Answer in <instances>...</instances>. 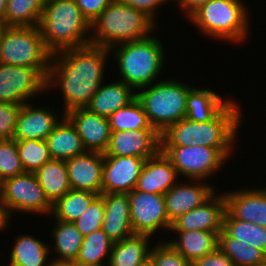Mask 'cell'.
<instances>
[{"label": "cell", "instance_id": "obj_1", "mask_svg": "<svg viewBox=\"0 0 266 266\" xmlns=\"http://www.w3.org/2000/svg\"><path fill=\"white\" fill-rule=\"evenodd\" d=\"M110 50L88 44L51 55L46 90L59 86L63 95V113L85 108L104 82Z\"/></svg>", "mask_w": 266, "mask_h": 266}, {"label": "cell", "instance_id": "obj_2", "mask_svg": "<svg viewBox=\"0 0 266 266\" xmlns=\"http://www.w3.org/2000/svg\"><path fill=\"white\" fill-rule=\"evenodd\" d=\"M209 121L194 122L187 118L168 126L161 134V146L204 145L235 148L241 124V107L231 100ZM240 109V110H239ZM243 114V115H242Z\"/></svg>", "mask_w": 266, "mask_h": 266}, {"label": "cell", "instance_id": "obj_3", "mask_svg": "<svg viewBox=\"0 0 266 266\" xmlns=\"http://www.w3.org/2000/svg\"><path fill=\"white\" fill-rule=\"evenodd\" d=\"M39 28L51 55L90 44L91 24L75 0H46Z\"/></svg>", "mask_w": 266, "mask_h": 266}, {"label": "cell", "instance_id": "obj_4", "mask_svg": "<svg viewBox=\"0 0 266 266\" xmlns=\"http://www.w3.org/2000/svg\"><path fill=\"white\" fill-rule=\"evenodd\" d=\"M156 26L145 12L114 0L91 23L90 44L110 49L150 37Z\"/></svg>", "mask_w": 266, "mask_h": 266}, {"label": "cell", "instance_id": "obj_5", "mask_svg": "<svg viewBox=\"0 0 266 266\" xmlns=\"http://www.w3.org/2000/svg\"><path fill=\"white\" fill-rule=\"evenodd\" d=\"M159 38L147 37L143 40L124 42L109 50L117 61L120 80L135 91L154 83L165 64V49Z\"/></svg>", "mask_w": 266, "mask_h": 266}, {"label": "cell", "instance_id": "obj_6", "mask_svg": "<svg viewBox=\"0 0 266 266\" xmlns=\"http://www.w3.org/2000/svg\"><path fill=\"white\" fill-rule=\"evenodd\" d=\"M246 5L243 0H210L188 19L207 37L239 44L247 40L251 31V18Z\"/></svg>", "mask_w": 266, "mask_h": 266}, {"label": "cell", "instance_id": "obj_7", "mask_svg": "<svg viewBox=\"0 0 266 266\" xmlns=\"http://www.w3.org/2000/svg\"><path fill=\"white\" fill-rule=\"evenodd\" d=\"M193 88L179 79H163L136 91L150 125L160 134L186 117L188 92Z\"/></svg>", "mask_w": 266, "mask_h": 266}, {"label": "cell", "instance_id": "obj_8", "mask_svg": "<svg viewBox=\"0 0 266 266\" xmlns=\"http://www.w3.org/2000/svg\"><path fill=\"white\" fill-rule=\"evenodd\" d=\"M51 54L37 27L7 26L0 42V63L22 67L49 68Z\"/></svg>", "mask_w": 266, "mask_h": 266}, {"label": "cell", "instance_id": "obj_9", "mask_svg": "<svg viewBox=\"0 0 266 266\" xmlns=\"http://www.w3.org/2000/svg\"><path fill=\"white\" fill-rule=\"evenodd\" d=\"M161 151L170 159L178 176L189 180L205 181L215 175L225 165L224 162L227 163V159L233 155L234 148H214L193 144L161 146Z\"/></svg>", "mask_w": 266, "mask_h": 266}, {"label": "cell", "instance_id": "obj_10", "mask_svg": "<svg viewBox=\"0 0 266 266\" xmlns=\"http://www.w3.org/2000/svg\"><path fill=\"white\" fill-rule=\"evenodd\" d=\"M0 201L9 221L16 212L42 216H49L52 212V204L32 172H24L0 183Z\"/></svg>", "mask_w": 266, "mask_h": 266}, {"label": "cell", "instance_id": "obj_11", "mask_svg": "<svg viewBox=\"0 0 266 266\" xmlns=\"http://www.w3.org/2000/svg\"><path fill=\"white\" fill-rule=\"evenodd\" d=\"M48 69L0 63V102L24 105L33 97L47 92Z\"/></svg>", "mask_w": 266, "mask_h": 266}, {"label": "cell", "instance_id": "obj_12", "mask_svg": "<svg viewBox=\"0 0 266 266\" xmlns=\"http://www.w3.org/2000/svg\"><path fill=\"white\" fill-rule=\"evenodd\" d=\"M130 218L134 234L150 237L162 229L170 230L164 195L132 190L128 193Z\"/></svg>", "mask_w": 266, "mask_h": 266}, {"label": "cell", "instance_id": "obj_13", "mask_svg": "<svg viewBox=\"0 0 266 266\" xmlns=\"http://www.w3.org/2000/svg\"><path fill=\"white\" fill-rule=\"evenodd\" d=\"M145 161L135 156H104L101 194L129 193L134 190Z\"/></svg>", "mask_w": 266, "mask_h": 266}, {"label": "cell", "instance_id": "obj_14", "mask_svg": "<svg viewBox=\"0 0 266 266\" xmlns=\"http://www.w3.org/2000/svg\"><path fill=\"white\" fill-rule=\"evenodd\" d=\"M161 150L160 133L156 129L112 132L104 156H135L148 159Z\"/></svg>", "mask_w": 266, "mask_h": 266}, {"label": "cell", "instance_id": "obj_15", "mask_svg": "<svg viewBox=\"0 0 266 266\" xmlns=\"http://www.w3.org/2000/svg\"><path fill=\"white\" fill-rule=\"evenodd\" d=\"M80 136L86 151L104 153L109 145L111 129L109 119L89 111L75 108L64 114Z\"/></svg>", "mask_w": 266, "mask_h": 266}, {"label": "cell", "instance_id": "obj_16", "mask_svg": "<svg viewBox=\"0 0 266 266\" xmlns=\"http://www.w3.org/2000/svg\"><path fill=\"white\" fill-rule=\"evenodd\" d=\"M217 192L202 206L179 216L172 222L170 231H208L218 235L223 230V217L226 211L224 195Z\"/></svg>", "mask_w": 266, "mask_h": 266}, {"label": "cell", "instance_id": "obj_17", "mask_svg": "<svg viewBox=\"0 0 266 266\" xmlns=\"http://www.w3.org/2000/svg\"><path fill=\"white\" fill-rule=\"evenodd\" d=\"M216 192V185L214 187L202 180H190L187 184L178 181L164 194L168 220L172 223L179 216L202 206Z\"/></svg>", "mask_w": 266, "mask_h": 266}, {"label": "cell", "instance_id": "obj_18", "mask_svg": "<svg viewBox=\"0 0 266 266\" xmlns=\"http://www.w3.org/2000/svg\"><path fill=\"white\" fill-rule=\"evenodd\" d=\"M27 102L21 106L17 116L13 139L16 141L26 139L46 140L47 136L54 130L60 122L57 111L49 107H38ZM50 109V110H49Z\"/></svg>", "mask_w": 266, "mask_h": 266}, {"label": "cell", "instance_id": "obj_19", "mask_svg": "<svg viewBox=\"0 0 266 266\" xmlns=\"http://www.w3.org/2000/svg\"><path fill=\"white\" fill-rule=\"evenodd\" d=\"M223 195L226 211L233 218L266 228V188H243L224 192Z\"/></svg>", "mask_w": 266, "mask_h": 266}, {"label": "cell", "instance_id": "obj_20", "mask_svg": "<svg viewBox=\"0 0 266 266\" xmlns=\"http://www.w3.org/2000/svg\"><path fill=\"white\" fill-rule=\"evenodd\" d=\"M71 189L87 190L101 195L104 153L86 151L65 161Z\"/></svg>", "mask_w": 266, "mask_h": 266}, {"label": "cell", "instance_id": "obj_21", "mask_svg": "<svg viewBox=\"0 0 266 266\" xmlns=\"http://www.w3.org/2000/svg\"><path fill=\"white\" fill-rule=\"evenodd\" d=\"M178 177L170 159L160 150L146 159L135 189L164 195L179 181Z\"/></svg>", "mask_w": 266, "mask_h": 266}, {"label": "cell", "instance_id": "obj_22", "mask_svg": "<svg viewBox=\"0 0 266 266\" xmlns=\"http://www.w3.org/2000/svg\"><path fill=\"white\" fill-rule=\"evenodd\" d=\"M101 196L105 209L102 230L113 243L133 235L128 193H106Z\"/></svg>", "mask_w": 266, "mask_h": 266}, {"label": "cell", "instance_id": "obj_23", "mask_svg": "<svg viewBox=\"0 0 266 266\" xmlns=\"http://www.w3.org/2000/svg\"><path fill=\"white\" fill-rule=\"evenodd\" d=\"M136 98V91L121 80L102 83L98 91L85 107L100 116L109 117L118 109L125 107Z\"/></svg>", "mask_w": 266, "mask_h": 266}, {"label": "cell", "instance_id": "obj_24", "mask_svg": "<svg viewBox=\"0 0 266 266\" xmlns=\"http://www.w3.org/2000/svg\"><path fill=\"white\" fill-rule=\"evenodd\" d=\"M178 234L174 240L168 242L191 264L197 259L203 258L218 248V234L208 231H172Z\"/></svg>", "mask_w": 266, "mask_h": 266}, {"label": "cell", "instance_id": "obj_25", "mask_svg": "<svg viewBox=\"0 0 266 266\" xmlns=\"http://www.w3.org/2000/svg\"><path fill=\"white\" fill-rule=\"evenodd\" d=\"M46 142L52 159L66 161L86 152L76 129L65 116L47 136Z\"/></svg>", "mask_w": 266, "mask_h": 266}, {"label": "cell", "instance_id": "obj_26", "mask_svg": "<svg viewBox=\"0 0 266 266\" xmlns=\"http://www.w3.org/2000/svg\"><path fill=\"white\" fill-rule=\"evenodd\" d=\"M150 236L133 234L113 244L108 266H139L150 258Z\"/></svg>", "mask_w": 266, "mask_h": 266}, {"label": "cell", "instance_id": "obj_27", "mask_svg": "<svg viewBox=\"0 0 266 266\" xmlns=\"http://www.w3.org/2000/svg\"><path fill=\"white\" fill-rule=\"evenodd\" d=\"M15 241L10 250L8 266H49L52 260L48 256L51 247L46 242L30 234H20Z\"/></svg>", "mask_w": 266, "mask_h": 266}, {"label": "cell", "instance_id": "obj_28", "mask_svg": "<svg viewBox=\"0 0 266 266\" xmlns=\"http://www.w3.org/2000/svg\"><path fill=\"white\" fill-rule=\"evenodd\" d=\"M212 89L193 87L187 95L186 117L194 122L211 120L228 102Z\"/></svg>", "mask_w": 266, "mask_h": 266}, {"label": "cell", "instance_id": "obj_29", "mask_svg": "<svg viewBox=\"0 0 266 266\" xmlns=\"http://www.w3.org/2000/svg\"><path fill=\"white\" fill-rule=\"evenodd\" d=\"M35 175L52 205L71 190L67 166L63 160H49L35 172Z\"/></svg>", "mask_w": 266, "mask_h": 266}, {"label": "cell", "instance_id": "obj_30", "mask_svg": "<svg viewBox=\"0 0 266 266\" xmlns=\"http://www.w3.org/2000/svg\"><path fill=\"white\" fill-rule=\"evenodd\" d=\"M56 224L51 231L54 240L53 251L56 261L75 262L83 242V236L73 222L55 220Z\"/></svg>", "mask_w": 266, "mask_h": 266}, {"label": "cell", "instance_id": "obj_31", "mask_svg": "<svg viewBox=\"0 0 266 266\" xmlns=\"http://www.w3.org/2000/svg\"><path fill=\"white\" fill-rule=\"evenodd\" d=\"M113 241L102 230H95L83 237L79 254L74 262L77 266L108 265ZM106 258V259H105ZM107 260V263H104Z\"/></svg>", "mask_w": 266, "mask_h": 266}, {"label": "cell", "instance_id": "obj_32", "mask_svg": "<svg viewBox=\"0 0 266 266\" xmlns=\"http://www.w3.org/2000/svg\"><path fill=\"white\" fill-rule=\"evenodd\" d=\"M97 196L91 191L71 189L52 205L51 215L55 220L75 222Z\"/></svg>", "mask_w": 266, "mask_h": 266}, {"label": "cell", "instance_id": "obj_33", "mask_svg": "<svg viewBox=\"0 0 266 266\" xmlns=\"http://www.w3.org/2000/svg\"><path fill=\"white\" fill-rule=\"evenodd\" d=\"M46 0H10L2 20L6 26L37 27Z\"/></svg>", "mask_w": 266, "mask_h": 266}, {"label": "cell", "instance_id": "obj_34", "mask_svg": "<svg viewBox=\"0 0 266 266\" xmlns=\"http://www.w3.org/2000/svg\"><path fill=\"white\" fill-rule=\"evenodd\" d=\"M223 230L231 237L266 254V228L233 218L227 211L223 217Z\"/></svg>", "mask_w": 266, "mask_h": 266}, {"label": "cell", "instance_id": "obj_35", "mask_svg": "<svg viewBox=\"0 0 266 266\" xmlns=\"http://www.w3.org/2000/svg\"><path fill=\"white\" fill-rule=\"evenodd\" d=\"M218 248L232 260L234 266H262L266 263L263 251L237 242L224 230L218 235Z\"/></svg>", "mask_w": 266, "mask_h": 266}, {"label": "cell", "instance_id": "obj_36", "mask_svg": "<svg viewBox=\"0 0 266 266\" xmlns=\"http://www.w3.org/2000/svg\"><path fill=\"white\" fill-rule=\"evenodd\" d=\"M108 119L111 132L155 129L150 125L143 106L137 98L111 114Z\"/></svg>", "mask_w": 266, "mask_h": 266}, {"label": "cell", "instance_id": "obj_37", "mask_svg": "<svg viewBox=\"0 0 266 266\" xmlns=\"http://www.w3.org/2000/svg\"><path fill=\"white\" fill-rule=\"evenodd\" d=\"M18 155L25 172L35 173L51 160L46 140L26 139L16 141Z\"/></svg>", "mask_w": 266, "mask_h": 266}, {"label": "cell", "instance_id": "obj_38", "mask_svg": "<svg viewBox=\"0 0 266 266\" xmlns=\"http://www.w3.org/2000/svg\"><path fill=\"white\" fill-rule=\"evenodd\" d=\"M15 139L0 140V183L24 173Z\"/></svg>", "mask_w": 266, "mask_h": 266}, {"label": "cell", "instance_id": "obj_39", "mask_svg": "<svg viewBox=\"0 0 266 266\" xmlns=\"http://www.w3.org/2000/svg\"><path fill=\"white\" fill-rule=\"evenodd\" d=\"M104 215V200L101 195H98L89 205L84 214L73 223L81 232L82 236L85 237L95 230L102 228Z\"/></svg>", "mask_w": 266, "mask_h": 266}, {"label": "cell", "instance_id": "obj_40", "mask_svg": "<svg viewBox=\"0 0 266 266\" xmlns=\"http://www.w3.org/2000/svg\"><path fill=\"white\" fill-rule=\"evenodd\" d=\"M154 245L149 258L152 266H191V263L165 240L161 239Z\"/></svg>", "mask_w": 266, "mask_h": 266}, {"label": "cell", "instance_id": "obj_41", "mask_svg": "<svg viewBox=\"0 0 266 266\" xmlns=\"http://www.w3.org/2000/svg\"><path fill=\"white\" fill-rule=\"evenodd\" d=\"M22 105L0 102V140L12 139Z\"/></svg>", "mask_w": 266, "mask_h": 266}, {"label": "cell", "instance_id": "obj_42", "mask_svg": "<svg viewBox=\"0 0 266 266\" xmlns=\"http://www.w3.org/2000/svg\"><path fill=\"white\" fill-rule=\"evenodd\" d=\"M114 0H75L84 17L91 24Z\"/></svg>", "mask_w": 266, "mask_h": 266}, {"label": "cell", "instance_id": "obj_43", "mask_svg": "<svg viewBox=\"0 0 266 266\" xmlns=\"http://www.w3.org/2000/svg\"><path fill=\"white\" fill-rule=\"evenodd\" d=\"M118 1L123 4L132 6L133 8L138 9L142 12H145L156 23H158L156 18L157 16L156 13L158 11L157 9L161 7L163 4L166 5L167 1L169 0H118Z\"/></svg>", "mask_w": 266, "mask_h": 266}, {"label": "cell", "instance_id": "obj_44", "mask_svg": "<svg viewBox=\"0 0 266 266\" xmlns=\"http://www.w3.org/2000/svg\"><path fill=\"white\" fill-rule=\"evenodd\" d=\"M191 266H234L232 260L219 248L203 258L194 261Z\"/></svg>", "mask_w": 266, "mask_h": 266}, {"label": "cell", "instance_id": "obj_45", "mask_svg": "<svg viewBox=\"0 0 266 266\" xmlns=\"http://www.w3.org/2000/svg\"><path fill=\"white\" fill-rule=\"evenodd\" d=\"M175 5L183 11L182 13H185L184 16L187 18L200 6L203 4H206L210 0H174Z\"/></svg>", "mask_w": 266, "mask_h": 266}, {"label": "cell", "instance_id": "obj_46", "mask_svg": "<svg viewBox=\"0 0 266 266\" xmlns=\"http://www.w3.org/2000/svg\"><path fill=\"white\" fill-rule=\"evenodd\" d=\"M10 221L8 220L7 216L4 213L2 203L0 201V232L3 230H7V226H9Z\"/></svg>", "mask_w": 266, "mask_h": 266}, {"label": "cell", "instance_id": "obj_47", "mask_svg": "<svg viewBox=\"0 0 266 266\" xmlns=\"http://www.w3.org/2000/svg\"><path fill=\"white\" fill-rule=\"evenodd\" d=\"M49 266H77L74 262H65V261H50Z\"/></svg>", "mask_w": 266, "mask_h": 266}, {"label": "cell", "instance_id": "obj_48", "mask_svg": "<svg viewBox=\"0 0 266 266\" xmlns=\"http://www.w3.org/2000/svg\"><path fill=\"white\" fill-rule=\"evenodd\" d=\"M6 0H0V21L4 19L5 12H6Z\"/></svg>", "mask_w": 266, "mask_h": 266}, {"label": "cell", "instance_id": "obj_49", "mask_svg": "<svg viewBox=\"0 0 266 266\" xmlns=\"http://www.w3.org/2000/svg\"><path fill=\"white\" fill-rule=\"evenodd\" d=\"M6 27L7 26L5 25V23L3 21H0V42Z\"/></svg>", "mask_w": 266, "mask_h": 266}, {"label": "cell", "instance_id": "obj_50", "mask_svg": "<svg viewBox=\"0 0 266 266\" xmlns=\"http://www.w3.org/2000/svg\"><path fill=\"white\" fill-rule=\"evenodd\" d=\"M139 266H152V263H151L150 259H148L147 261H145L144 263H142Z\"/></svg>", "mask_w": 266, "mask_h": 266}, {"label": "cell", "instance_id": "obj_51", "mask_svg": "<svg viewBox=\"0 0 266 266\" xmlns=\"http://www.w3.org/2000/svg\"><path fill=\"white\" fill-rule=\"evenodd\" d=\"M92 266H108V265H92Z\"/></svg>", "mask_w": 266, "mask_h": 266}]
</instances>
